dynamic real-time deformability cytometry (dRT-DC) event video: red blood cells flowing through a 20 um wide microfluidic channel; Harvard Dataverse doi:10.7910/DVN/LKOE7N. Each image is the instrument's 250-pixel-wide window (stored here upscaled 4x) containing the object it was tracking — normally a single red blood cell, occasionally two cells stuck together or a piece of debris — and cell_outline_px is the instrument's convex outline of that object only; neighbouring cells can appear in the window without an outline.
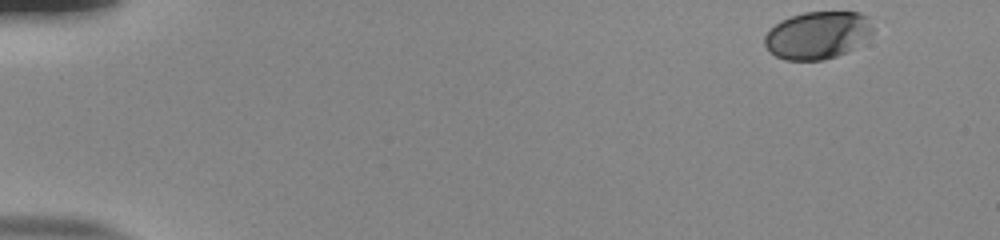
{"species": "human", "species_latin": "Homo sapiens", "temperature_condition": "room temperature", "stored_images_in_passage": 51, "camera_frame_rate_fps": 3000, "um_per_image_px": 0.085, "donor": {"sex": "male"}, "frame": {"image": 1, "passage_image": 1, "time_ms": 0.0, "image_size_px": [1000, 240], "cell_outline_px": [[872, 32], [856, 48], [848, 52], [824, 60], [784, 60], [776, 56], [764, 44], [764, 36], [780, 20], [804, 12], [860, 12], [868, 16], [872, 28]], "centroid_in_image_um": [69.5, 2.99], "position_along_channel_um": 15.5, "area_um2": 29.94}}
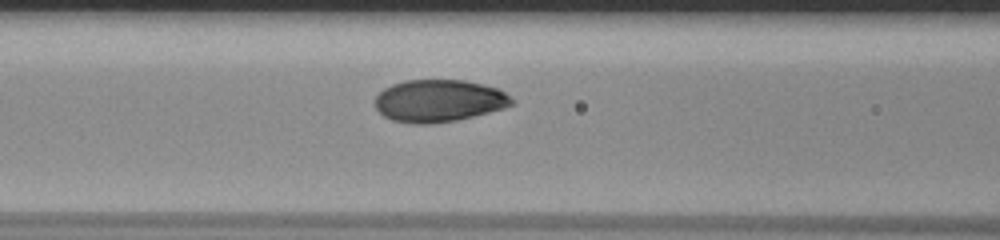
{"frame": {"image": 2, "passage_image": 21, "time_ms": 6.667, "image_size_px": [1000, 240], "cell_outline_px": [[512, 104], [504, 108], [456, 120], [432, 124], [412, 124], [392, 120], [384, 116], [376, 108], [372, 100], [384, 88], [392, 84], [404, 80], [464, 80], [496, 88], [504, 92], [512, 100]], "centroid_in_image_um": [37.23, 8.57], "position_along_channel_um": 129.4, "area_um2": 33.58}}
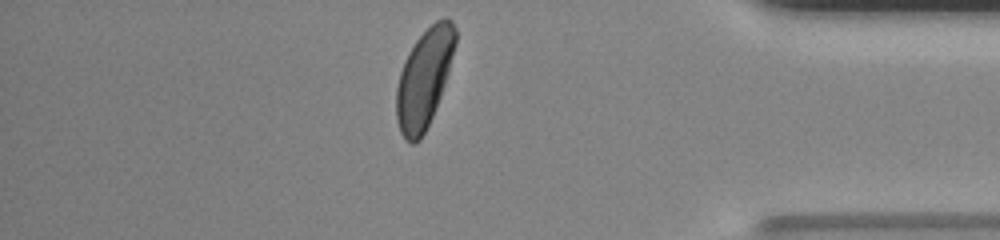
{"frame": {"image": 3, "passage_image": 44, "time_ms": 14.333, "image_size_px": [1000, 240], "cell_outline_px": [[456, 44], [448, 72], [440, 96], [432, 116], [420, 140], [412, 144], [400, 132], [396, 120], [396, 88], [400, 72], [404, 60], [416, 40], [436, 20], [444, 16], [452, 20], [456, 28]], "centroid_in_image_um": [36.05, 6.63], "position_along_channel_um": 399.1, "area_um2": 33.58}, "authors_computed_cell_mechanics": {"area_um2": 33.4084, "velocity_mm_per_s": 3.8531, "shape_relaxation_time_tau1_ms": 3.0134, "shape_relaxation_time_tau2_ms": null, "deformation_change_tau1": 0.1706, "deformation_change_tau2": null}}